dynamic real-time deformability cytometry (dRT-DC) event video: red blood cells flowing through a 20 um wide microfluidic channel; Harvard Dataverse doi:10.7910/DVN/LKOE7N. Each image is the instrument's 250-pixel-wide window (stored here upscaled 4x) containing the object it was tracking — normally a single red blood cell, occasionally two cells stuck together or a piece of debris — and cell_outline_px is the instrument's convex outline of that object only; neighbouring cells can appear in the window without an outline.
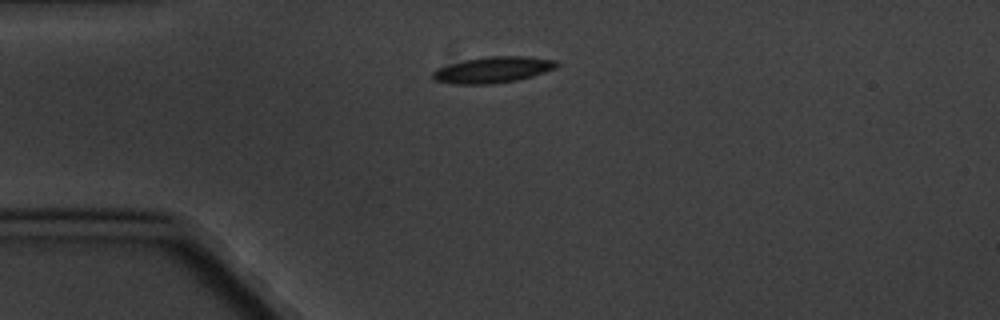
{"species": "common noctule bat (a hibernating species)", "species_latin": "Nyctalus noctula", "temperature_condition": "cold", "stored_images_in_passage": 2, "camera_frame_rate_fps": 3000, "um_per_image_px": 0.085, "animal": {"sex": "male", "body_mass_g": 20.1, "forearm_length_mm": 53.5}, "frame": {"image": 1, "passage_image": 1, "time_ms": 0.0, "image_size_px": [1000, 320], "cell_outline_px": [[560, 64], [556, 68], [532, 76], [516, 80], [492, 84], [452, 84], [436, 80], [432, 76], [432, 72], [436, 68], [464, 60], [488, 56], [528, 56], [556, 60]], "centroid_in_image_um": [41.91, 5.92], "position_along_channel_um": 43.1, "area_um2": 18.9}}